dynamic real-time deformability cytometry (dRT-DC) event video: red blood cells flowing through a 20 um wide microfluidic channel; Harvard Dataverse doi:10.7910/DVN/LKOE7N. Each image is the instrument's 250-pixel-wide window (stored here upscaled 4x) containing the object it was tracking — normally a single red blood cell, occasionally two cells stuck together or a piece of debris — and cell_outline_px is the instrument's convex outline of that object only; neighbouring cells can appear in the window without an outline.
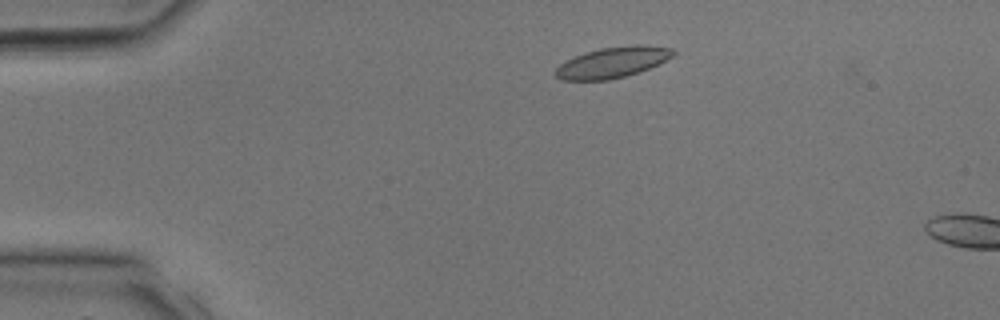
{"species": "common noctule bat (a hibernating species)", "species_latin": "Nyctalus noctula", "temperature_condition": "room temperature", "stored_images_in_passage": 6, "camera_frame_rate_fps": 3000, "um_per_image_px": 0.085, "animal": {"sex": "male", "body_mass_g": 17.9, "forearm_length_mm": 54.2}, "frame": {"image": 1, "passage_image": 4, "time_ms": 1.0, "image_size_px": [1000, 320], "cell_outline_px": [[676, 52], [672, 56], [640, 72], [608, 80], [564, 80], [556, 76], [556, 68], [564, 60], [600, 48], [636, 44], [648, 44], [672, 48]], "centroid_in_image_um": [52.08, 5.29], "position_along_channel_um": 32.9, "area_um2": 20.92}}